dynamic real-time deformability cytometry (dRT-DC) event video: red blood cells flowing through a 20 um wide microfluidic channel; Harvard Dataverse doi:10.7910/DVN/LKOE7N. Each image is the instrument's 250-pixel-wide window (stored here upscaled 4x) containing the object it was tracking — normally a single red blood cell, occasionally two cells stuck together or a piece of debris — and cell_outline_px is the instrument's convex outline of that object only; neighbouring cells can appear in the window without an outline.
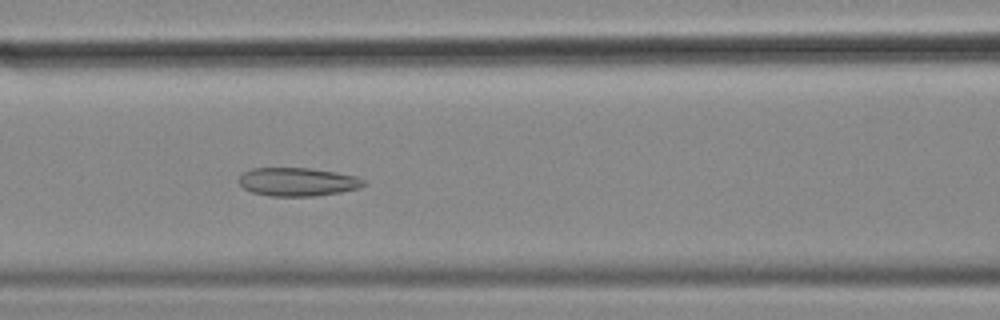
{"species": "common noctule bat (a hibernating species)", "species_latin": "Nyctalus noctula", "temperature_condition": "cold", "stored_images_in_passage": 57, "segment_of_instrument_passage": [1, 2], "camera_frame_rate_fps": 3000, "um_per_image_px": 0.085, "animal": {"sex": "female", "body_mass_g": 18.4}, "frame": {"image": 1, "passage_image": 23, "time_ms": 7.333, "image_size_px": [1000, 320], "cell_outline_px": [[368, 184], [360, 188], [340, 192], [316, 196], [268, 196], [252, 192], [244, 188], [240, 184], [240, 176], [244, 172], [252, 168], [312, 168], [336, 172], [356, 176], [364, 180]], "centroid_in_image_um": [25.34, 15.46], "position_along_channel_um": 141.3, "area_um2": 20.75}}
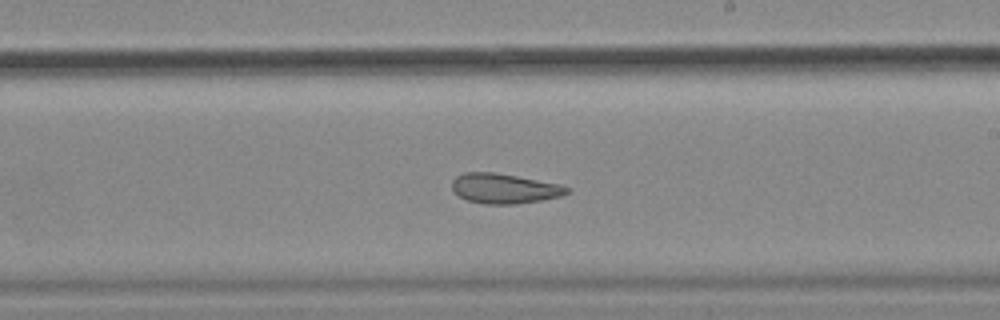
{"frame": {"image": 2, "passage_image": 32, "time_ms": 10.333, "image_size_px": [1000, 320], "cell_outline_px": [[572, 188], [568, 192], [560, 196], [540, 200], [512, 204], [484, 204], [468, 200], [460, 196], [452, 188], [452, 180], [456, 176], [464, 172], [492, 172], [516, 176], [560, 184]], "centroid_in_image_um": [42.86, 16.01], "position_along_channel_um": 246.1, "area_um2": 19.83}}
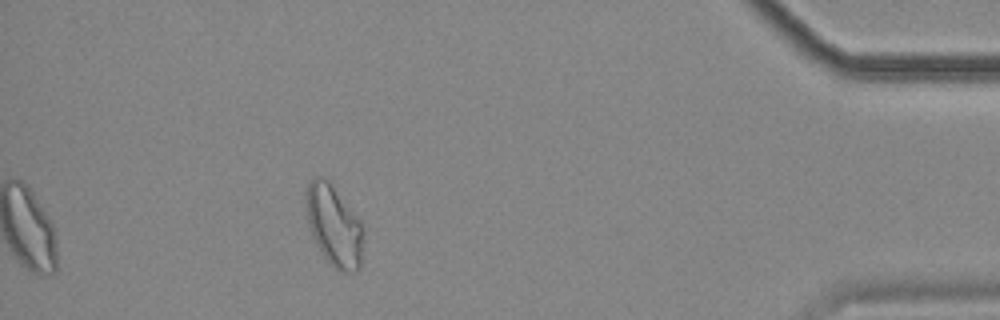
{"frame": {"image": 3, "passage_image": 50, "time_ms": 16.333, "image_size_px": [1000, 320], "cell_outline_px": [[364, 240], [360, 268], [356, 272], [344, 272], [336, 268], [324, 256], [316, 244], [312, 236], [308, 224], [304, 196], [304, 192], [308, 184], [316, 176], [324, 176], [328, 180], [360, 220], [364, 232]], "centroid_in_image_um": [28.39, 19.17], "position_along_channel_um": 406.8, "area_um2": 27.22}}